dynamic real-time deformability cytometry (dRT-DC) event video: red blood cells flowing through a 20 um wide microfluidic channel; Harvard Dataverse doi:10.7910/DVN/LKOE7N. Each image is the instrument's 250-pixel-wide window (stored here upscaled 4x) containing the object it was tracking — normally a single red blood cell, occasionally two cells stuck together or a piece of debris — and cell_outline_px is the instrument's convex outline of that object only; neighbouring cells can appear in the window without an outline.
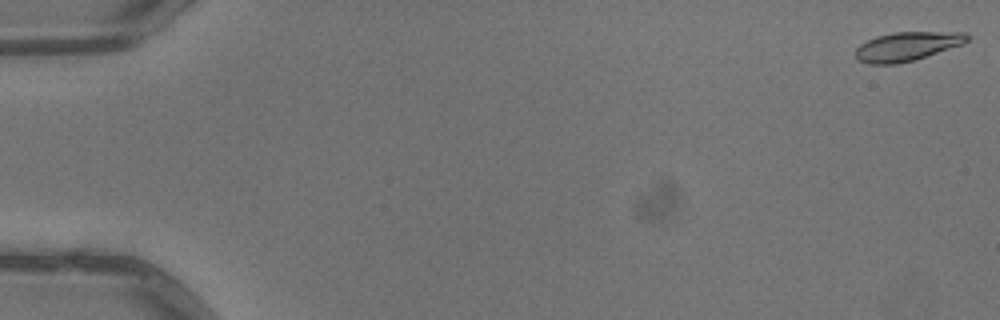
{"species": "common noctule bat (a hibernating species)", "species_latin": "Nyctalus noctula", "temperature_condition": "warm", "stored_images_in_passage": 2, "camera_frame_rate_fps": 3000, "um_per_image_px": 0.085, "animal": {"sex": "male", "body_mass_g": 13.3}, "frame": {"image": 1, "passage_image": 1, "time_ms": 0.0, "image_size_px": [1000, 320], "cell_outline_px": [[968, 40], [964, 44], [916, 60], [896, 64], [868, 64], [856, 60], [856, 48], [860, 44], [876, 36], [892, 32], [964, 32], [968, 36]], "centroid_in_image_um": [77.09, 3.95], "position_along_channel_um": 7.9, "area_um2": 19.02}}